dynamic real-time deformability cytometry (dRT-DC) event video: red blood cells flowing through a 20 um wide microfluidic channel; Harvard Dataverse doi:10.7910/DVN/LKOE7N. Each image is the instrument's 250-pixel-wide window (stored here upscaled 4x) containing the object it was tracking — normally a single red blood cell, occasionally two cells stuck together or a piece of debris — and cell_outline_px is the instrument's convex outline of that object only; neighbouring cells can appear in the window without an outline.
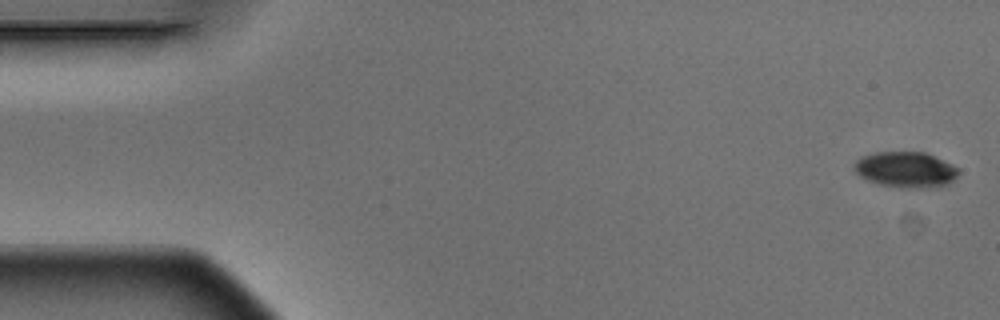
{"species": "Egyptian fruit bat (a non-hibernating species)", "species_latin": "Rousettus aegyptiacus", "temperature_condition": "warm", "stored_images_in_passage": 6, "camera_frame_rate_fps": 3000, "um_per_image_px": 0.085, "animal": {"sex": "male"}, "frame": {"image": 1, "passage_image": 1, "time_ms": 0.0, "image_size_px": [1000, 320], "cell_outline_px": [[960, 172], [948, 184], [932, 188], [900, 188], [880, 184], [868, 180], [860, 176], [856, 172], [852, 164], [860, 156], [876, 152], [924, 152], [952, 164]], "centroid_in_image_um": [76.96, 14.42], "position_along_channel_um": 8.0, "area_um2": 21.79}}